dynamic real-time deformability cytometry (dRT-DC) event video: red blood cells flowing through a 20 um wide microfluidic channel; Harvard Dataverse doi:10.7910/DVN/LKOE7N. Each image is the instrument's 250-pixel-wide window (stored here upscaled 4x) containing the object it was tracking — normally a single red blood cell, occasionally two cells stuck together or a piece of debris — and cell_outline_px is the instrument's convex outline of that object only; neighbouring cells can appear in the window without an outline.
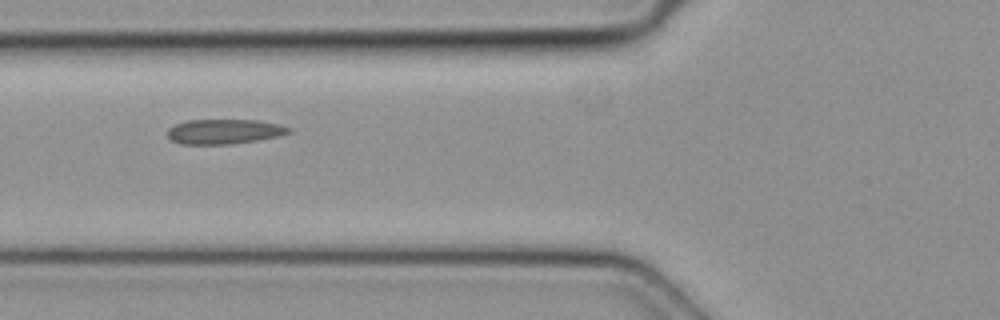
{"species": "common noctule bat (a hibernating species)", "species_latin": "Nyctalus noctula", "temperature_condition": "cold", "stored_images_in_passage": 4, "camera_frame_rate_fps": 3000, "um_per_image_px": 0.085, "animal": {"sex": "female", "body_mass_g": 19.3, "forearm_length_mm": 54.1}, "frame": {"image": 1, "passage_image": 4, "time_ms": 1.0, "image_size_px": [1000, 320], "cell_outline_px": [[292, 132], [280, 136], [256, 140], [228, 144], [180, 144], [172, 140], [168, 136], [168, 128], [176, 124], [188, 120], [256, 120], [280, 124], [292, 128]], "centroid_in_image_um": [19.09, 11.18], "position_along_channel_um": 106.7, "area_um2": 17.51}}